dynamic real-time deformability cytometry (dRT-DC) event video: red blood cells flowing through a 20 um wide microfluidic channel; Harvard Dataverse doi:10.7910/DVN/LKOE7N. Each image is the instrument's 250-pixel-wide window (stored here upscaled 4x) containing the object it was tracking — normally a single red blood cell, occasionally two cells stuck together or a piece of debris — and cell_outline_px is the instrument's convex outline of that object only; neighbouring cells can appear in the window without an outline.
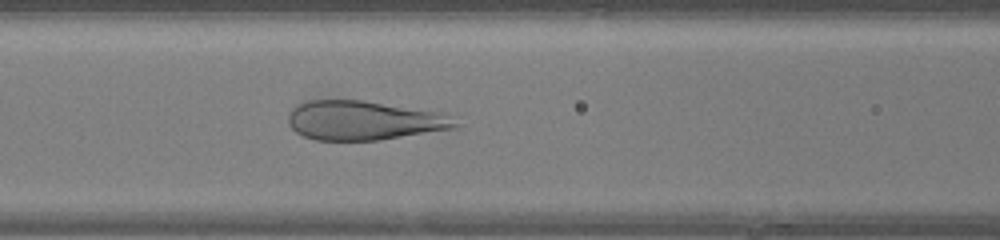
{"species": "human", "species_latin": "Homo sapiens", "temperature_condition": "warm", "stored_images_in_passage": 45, "camera_frame_rate_fps": 3000, "um_per_image_px": 0.085, "donor": {"sex": "female"}, "frame": {"image": 1, "passage_image": 17, "time_ms": 5.333, "image_size_px": [1000, 240], "cell_outline_px": [[460, 124], [456, 128], [376, 140], [316, 140], [304, 136], [296, 132], [288, 124], [288, 116], [292, 108], [296, 104], [308, 100], [360, 100], [444, 112]], "centroid_in_image_um": [30.92, 10.23], "position_along_channel_um": 135.7, "area_um2": 38.21}}
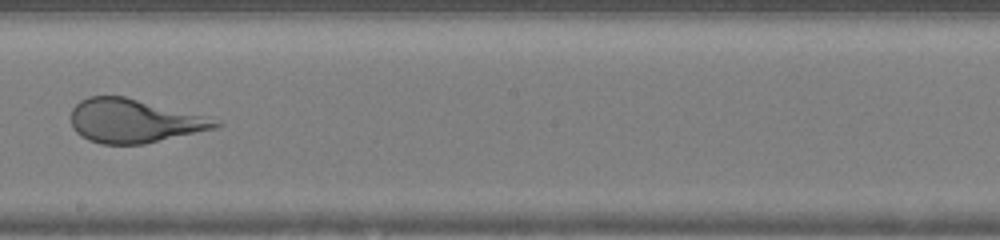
{"frame": {"image": 2, "passage_image": 24, "time_ms": 7.667, "image_size_px": [1000, 240], "cell_outline_px": [[224, 124], [216, 128], [144, 144], [100, 144], [88, 140], [80, 136], [72, 128], [72, 108], [80, 100], [88, 96], [124, 96], [204, 116]], "centroid_in_image_um": [11.33, 10.28], "position_along_channel_um": 236.9, "area_um2": 36.47}}
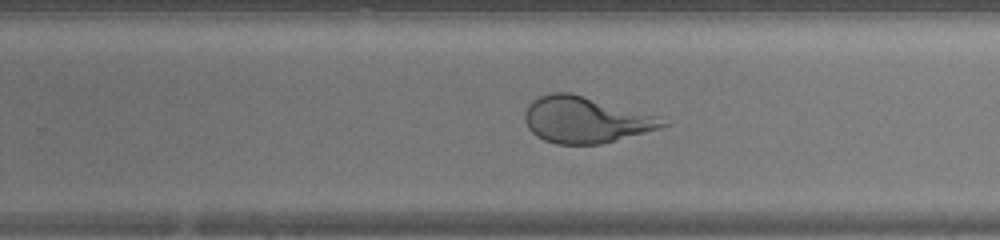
{"frame": {"image": 3, "passage_image": 27, "time_ms": 8.667, "image_size_px": [1000, 240], "cell_outline_px": [[672, 120], [668, 124], [660, 128], [600, 144], [556, 144], [544, 140], [536, 136], [528, 128], [524, 120], [524, 112], [528, 104], [532, 100], [540, 96], [552, 92], [572, 92], [660, 116]], "centroid_in_image_um": [49.78, 10.16], "position_along_channel_um": 280.0, "area_um2": 37.51}, "authors_computed_cell_mechanics": {"area_um2": 43.35, "velocity_mm_per_s": 4.3436, "shape_relaxation_time_tau1_ms": 8.6607, "shape_relaxation_time_tau2_ms": null, "deformation_change_tau1": 0.2841, "deformation_change_tau2": null}}